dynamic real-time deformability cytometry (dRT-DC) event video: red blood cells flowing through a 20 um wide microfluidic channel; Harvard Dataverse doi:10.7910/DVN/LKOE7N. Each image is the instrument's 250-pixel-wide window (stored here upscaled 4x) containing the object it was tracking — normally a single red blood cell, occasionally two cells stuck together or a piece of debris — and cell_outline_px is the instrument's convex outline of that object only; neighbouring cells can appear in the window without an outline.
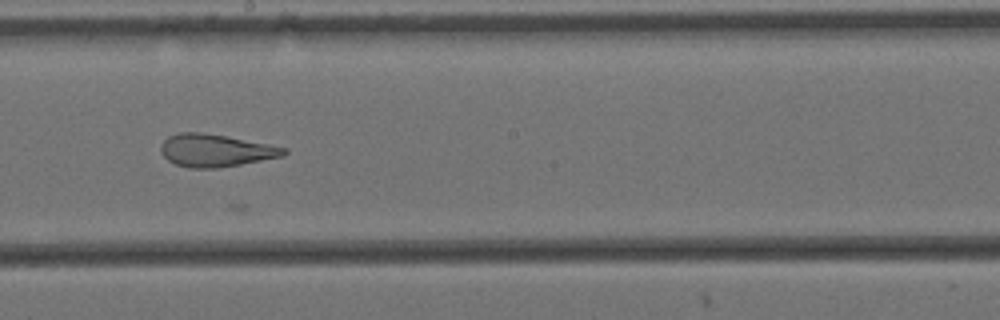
{"species": "Egyptian fruit bat (a non-hibernating species)", "species_latin": "Rousettus aegyptiacus", "temperature_condition": "cold", "stored_images_in_passage": 6, "camera_frame_rate_fps": 3000, "um_per_image_px": 0.085, "animal": {"sex": "female"}, "frame": {"image": 1, "passage_image": 5, "time_ms": 1.333, "image_size_px": [1000, 320], "cell_outline_px": [[288, 152], [284, 156], [240, 164], [216, 168], [188, 168], [176, 164], [168, 160], [160, 152], [160, 144], [168, 136], [180, 132], [200, 132], [224, 136], [268, 144], [288, 148]], "centroid_in_image_um": [18.3, 12.79], "position_along_channel_um": 229.9, "area_um2": 23.24}}